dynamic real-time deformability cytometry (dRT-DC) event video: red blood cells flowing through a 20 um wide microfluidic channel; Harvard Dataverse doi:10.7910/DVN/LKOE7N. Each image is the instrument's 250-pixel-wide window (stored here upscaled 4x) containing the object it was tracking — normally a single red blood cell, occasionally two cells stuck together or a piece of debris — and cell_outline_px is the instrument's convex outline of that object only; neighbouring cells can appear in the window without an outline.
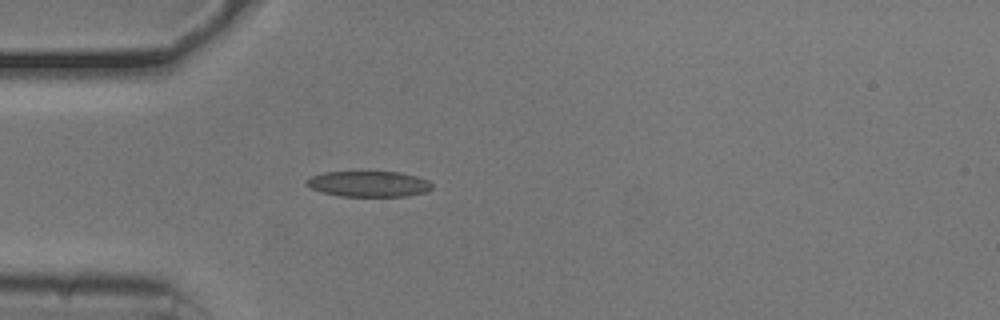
{"species": "common noctule bat (a hibernating species)", "species_latin": "Nyctalus noctula", "temperature_condition": "cold", "stored_images_in_passage": 9, "camera_frame_rate_fps": 3000, "um_per_image_px": 0.085, "animal": {"sex": "male", "body_mass_g": 20.5, "forearm_length_mm": 52.5}, "frame": {"image": 1, "passage_image": 1, "time_ms": 0.0, "image_size_px": [1000, 320], "cell_outline_px": [[432, 188], [424, 192], [408, 196], [340, 196], [320, 192], [304, 184], [304, 180], [312, 176], [324, 172], [360, 168], [400, 172], [416, 176], [428, 180], [432, 184]], "centroid_in_image_um": [31.27, 15.57], "position_along_channel_um": 53.7, "area_um2": 19.94}}
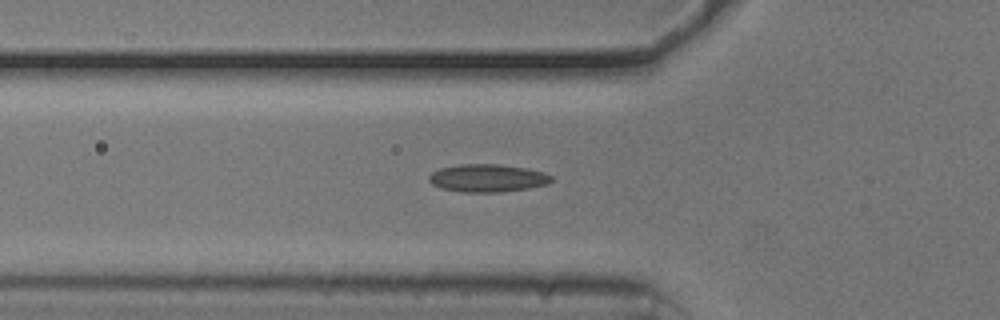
{"frame": {"image": 2, "passage_image": 4, "time_ms": 1.0, "image_size_px": [1000, 320], "cell_outline_px": [[552, 180], [548, 184], [528, 188], [500, 192], [460, 192], [440, 188], [432, 184], [428, 180], [428, 176], [432, 172], [440, 168], [460, 164], [500, 164], [524, 168], [544, 172], [552, 176]], "centroid_in_image_um": [41.41, 15.14], "position_along_channel_um": 84.4, "area_um2": 19.88}}